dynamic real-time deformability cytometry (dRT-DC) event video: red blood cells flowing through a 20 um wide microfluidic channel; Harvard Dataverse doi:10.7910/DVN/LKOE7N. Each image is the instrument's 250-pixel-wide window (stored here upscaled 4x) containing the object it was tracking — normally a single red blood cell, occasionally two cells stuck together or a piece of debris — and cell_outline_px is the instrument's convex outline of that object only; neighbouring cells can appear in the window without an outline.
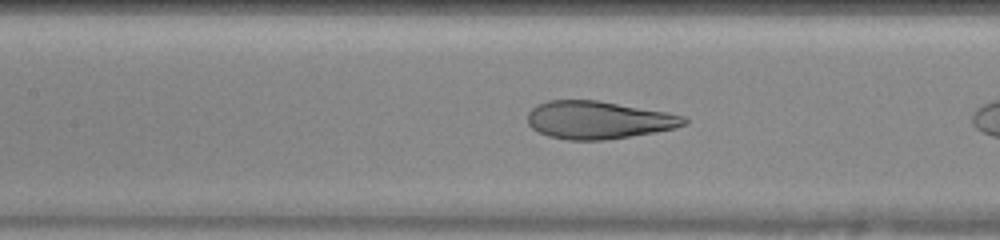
{"species": "human", "species_latin": "Homo sapiens", "temperature_condition": "warm", "stored_images_in_passage": 8, "camera_frame_rate_fps": 3000, "um_per_image_px": 0.085, "donor": {"sex": "female"}, "frame": {"image": 1, "passage_image": 6, "time_ms": 1.667, "image_size_px": [1000, 240], "cell_outline_px": [[688, 124], [676, 128], [604, 140], [568, 140], [548, 136], [532, 128], [528, 124], [528, 112], [536, 104], [548, 100], [596, 100], [668, 112], [684, 116], [688, 120]], "centroid_in_image_um": [50.86, 10.19], "position_along_channel_um": 156.5, "area_um2": 34.39}}